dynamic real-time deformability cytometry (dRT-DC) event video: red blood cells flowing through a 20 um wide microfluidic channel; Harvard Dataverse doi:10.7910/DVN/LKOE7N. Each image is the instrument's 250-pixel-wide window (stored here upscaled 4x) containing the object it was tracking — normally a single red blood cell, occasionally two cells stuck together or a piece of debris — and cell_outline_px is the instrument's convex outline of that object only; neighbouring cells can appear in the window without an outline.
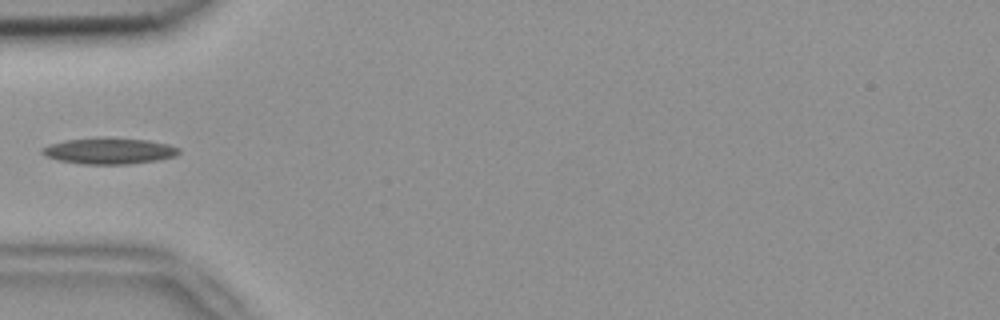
{"species": "common noctule bat (a hibernating species)", "species_latin": "Nyctalus noctula", "temperature_condition": "room temperature", "stored_images_in_passage": 4, "camera_frame_rate_fps": 3000, "um_per_image_px": 0.085, "animal": {"sex": "female", "body_mass_g": 18.4}, "frame": {"image": 1, "passage_image": 4, "time_ms": 1.0, "image_size_px": [1000, 320], "cell_outline_px": [[180, 152], [176, 156], [156, 160], [128, 164], [80, 164], [60, 160], [48, 156], [40, 152], [44, 148], [52, 144], [64, 140], [148, 140], [168, 144], [180, 148]], "centroid_in_image_um": [9.34, 12.87], "position_along_channel_um": 75.7, "area_um2": 19.71}}